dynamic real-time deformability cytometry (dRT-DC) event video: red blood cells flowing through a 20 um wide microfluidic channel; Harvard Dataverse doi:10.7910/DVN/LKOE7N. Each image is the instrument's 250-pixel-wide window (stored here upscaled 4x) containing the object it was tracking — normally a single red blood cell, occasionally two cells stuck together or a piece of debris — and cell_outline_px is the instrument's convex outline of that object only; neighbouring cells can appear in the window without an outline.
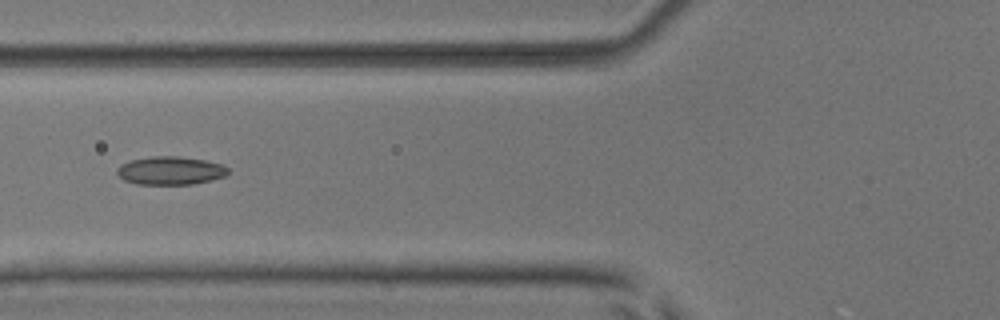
{"species": "common noctule bat (a hibernating species)", "species_latin": "Nyctalus noctula", "temperature_condition": "room temperature", "stored_images_in_passage": 5, "camera_frame_rate_fps": 3000, "um_per_image_px": 0.085, "animal": {"sex": "male", "body_mass_g": 17.9, "forearm_length_mm": 54.2}, "frame": {"image": 1, "passage_image": 4, "time_ms": 1.0, "image_size_px": [1000, 320], "cell_outline_px": [[228, 172], [224, 176], [212, 180], [192, 184], [136, 184], [124, 180], [116, 172], [116, 168], [120, 164], [132, 160], [152, 156], [180, 156], [204, 160], [224, 164], [228, 168]], "centroid_in_image_um": [14.48, 14.5], "position_along_channel_um": 111.3, "area_um2": 18.32}}
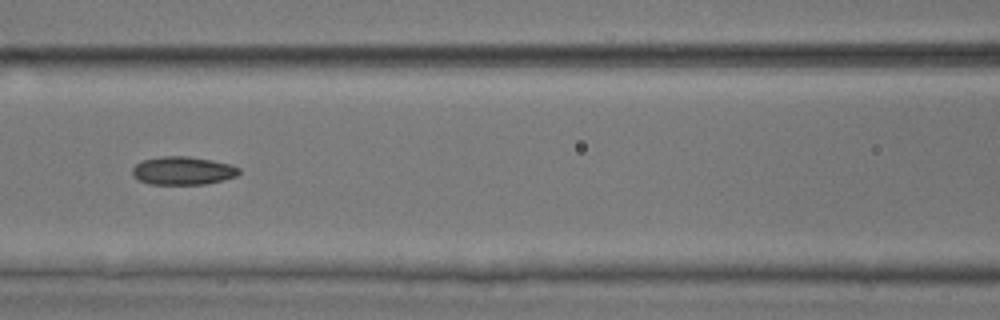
{"frame": {"image": 2, "passage_image": 5, "time_ms": 1.333, "image_size_px": [1000, 320], "cell_outline_px": [[240, 172], [236, 176], [204, 184], [148, 184], [132, 176], [132, 168], [140, 160], [160, 156], [188, 156], [212, 160], [232, 164], [240, 168]], "centroid_in_image_um": [15.51, 14.49], "position_along_channel_um": 151.1, "area_um2": 17.63}}